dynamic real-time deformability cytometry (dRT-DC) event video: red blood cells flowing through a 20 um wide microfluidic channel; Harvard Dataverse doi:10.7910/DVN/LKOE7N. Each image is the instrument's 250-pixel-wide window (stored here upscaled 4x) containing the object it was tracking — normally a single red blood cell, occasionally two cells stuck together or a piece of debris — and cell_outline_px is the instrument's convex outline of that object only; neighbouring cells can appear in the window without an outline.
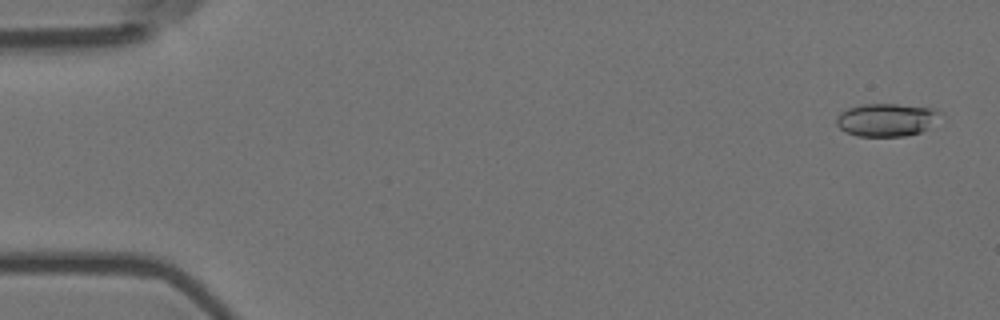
{"species": "Egyptian fruit bat (a non-hibernating species)", "species_latin": "Rousettus aegyptiacus", "temperature_condition": "room temperature", "stored_images_in_passage": 4, "camera_frame_rate_fps": 3000, "um_per_image_px": 0.085, "animal": {"sex": "female"}, "frame": {"image": 1, "passage_image": 1, "time_ms": 0.0, "image_size_px": [1000, 320], "cell_outline_px": [[944, 116], [928, 128], [920, 132], [904, 136], [856, 136], [840, 128], [836, 124], [836, 116], [840, 112], [848, 108], [864, 104], [896, 104], [932, 108], [944, 112]], "centroid_in_image_um": [75.4, 10.18], "position_along_channel_um": 9.6, "area_um2": 20.11}}
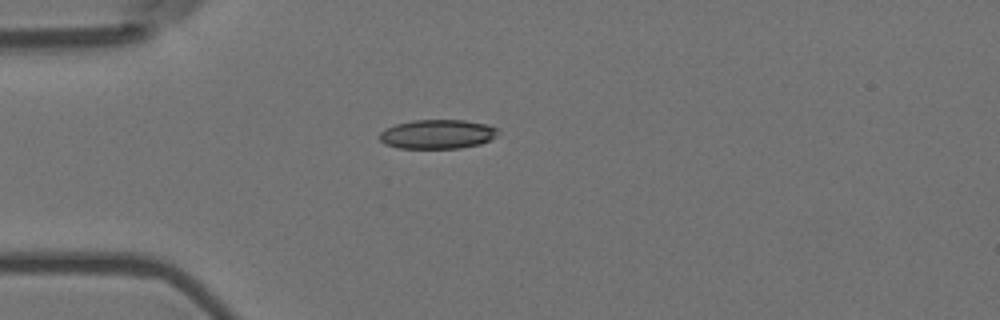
{"frame": {"image": 2, "passage_image": 4, "time_ms": 1.0, "image_size_px": [1000, 320], "cell_outline_px": [[500, 132], [496, 136], [480, 144], [460, 148], [396, 148], [384, 144], [380, 140], [380, 132], [384, 128], [396, 124], [412, 120], [464, 120], [488, 124], [496, 128]], "centroid_in_image_um": [37.16, 11.4], "position_along_channel_um": 47.8, "area_um2": 20.29}}